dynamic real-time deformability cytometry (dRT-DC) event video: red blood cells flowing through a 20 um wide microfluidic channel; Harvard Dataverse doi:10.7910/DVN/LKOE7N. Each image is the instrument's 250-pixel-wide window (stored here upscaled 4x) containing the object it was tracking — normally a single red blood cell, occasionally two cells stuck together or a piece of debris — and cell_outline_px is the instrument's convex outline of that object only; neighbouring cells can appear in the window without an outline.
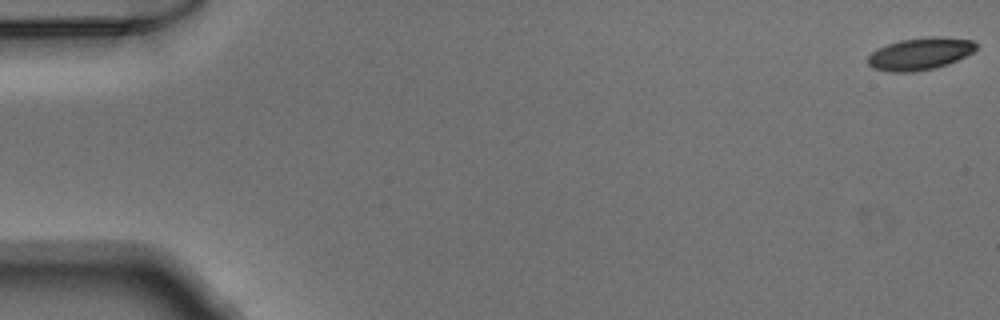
{"species": "Egyptian fruit bat (a non-hibernating species)", "species_latin": "Rousettus aegyptiacus", "temperature_condition": "warm", "stored_images_in_passage": 10, "camera_frame_rate_fps": 3000, "um_per_image_px": 0.085, "animal": {"sex": "male"}, "frame": {"image": 1, "passage_image": 1, "time_ms": 0.0, "image_size_px": [1000, 320], "cell_outline_px": [[976, 48], [972, 52], [948, 64], [936, 68], [912, 72], [888, 72], [872, 68], [868, 64], [868, 56], [872, 52], [888, 44], [900, 40], [932, 36], [940, 36], [972, 40], [976, 44]], "centroid_in_image_um": [78.19, 4.58], "position_along_channel_um": 6.8, "area_um2": 20.23}}